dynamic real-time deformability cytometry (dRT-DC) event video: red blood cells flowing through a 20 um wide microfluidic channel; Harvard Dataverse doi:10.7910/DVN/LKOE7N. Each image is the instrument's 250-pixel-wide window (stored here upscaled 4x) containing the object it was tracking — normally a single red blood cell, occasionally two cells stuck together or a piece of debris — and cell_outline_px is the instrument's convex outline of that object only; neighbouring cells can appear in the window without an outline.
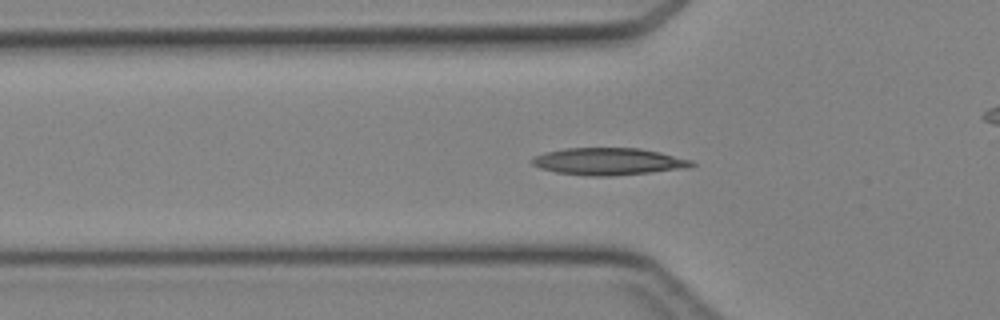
{"species": "Egyptian fruit bat (a non-hibernating species)", "species_latin": "Rousettus aegyptiacus", "temperature_condition": "cold", "stored_images_in_passage": 36, "camera_frame_rate_fps": 3000, "um_per_image_px": 0.085, "animal": {"sex": "female"}, "frame": {"image": 1, "passage_image": 5, "time_ms": 1.333, "image_size_px": [1000, 320], "cell_outline_px": [[696, 164], [692, 168], [612, 176], [588, 176], [556, 172], [540, 168], [532, 164], [532, 160], [536, 156], [544, 152], [568, 148], [640, 148], [660, 152], [692, 160]], "centroid_in_image_um": [51.78, 13.73], "position_along_channel_um": 74.0, "area_um2": 25.32}}
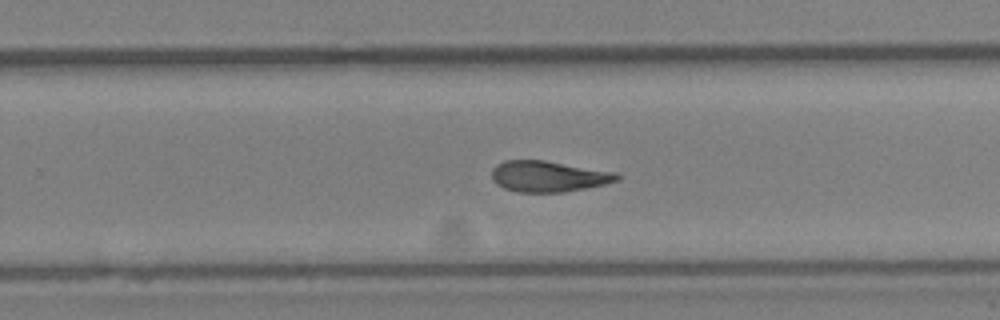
{"frame": {"image": 2, "passage_image": 19, "time_ms": 6.0, "image_size_px": [1000, 320], "cell_outline_px": [[620, 180], [604, 184], [564, 192], [516, 192], [504, 188], [496, 184], [492, 180], [492, 168], [496, 164], [504, 160], [544, 160], [616, 172], [620, 176]], "centroid_in_image_um": [46.59, 14.99], "position_along_channel_um": 283.2, "area_um2": 22.66}}
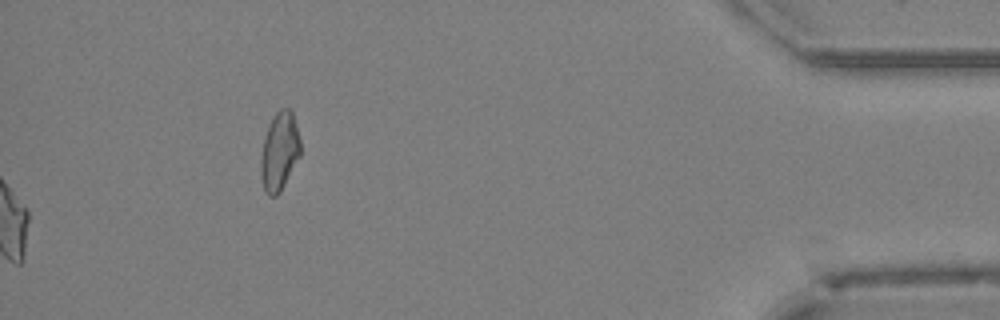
{"frame": {"image": 3, "passage_image": 36, "time_ms": 11.667, "image_size_px": [1000, 320], "cell_outline_px": [[300, 156], [280, 192], [276, 196], [268, 196], [264, 192], [260, 172], [260, 156], [264, 136], [272, 116], [280, 108], [288, 108], [292, 112], [300, 140]], "centroid_in_image_um": [23.73, 12.88], "position_along_channel_um": 411.5, "area_um2": 18.26}}